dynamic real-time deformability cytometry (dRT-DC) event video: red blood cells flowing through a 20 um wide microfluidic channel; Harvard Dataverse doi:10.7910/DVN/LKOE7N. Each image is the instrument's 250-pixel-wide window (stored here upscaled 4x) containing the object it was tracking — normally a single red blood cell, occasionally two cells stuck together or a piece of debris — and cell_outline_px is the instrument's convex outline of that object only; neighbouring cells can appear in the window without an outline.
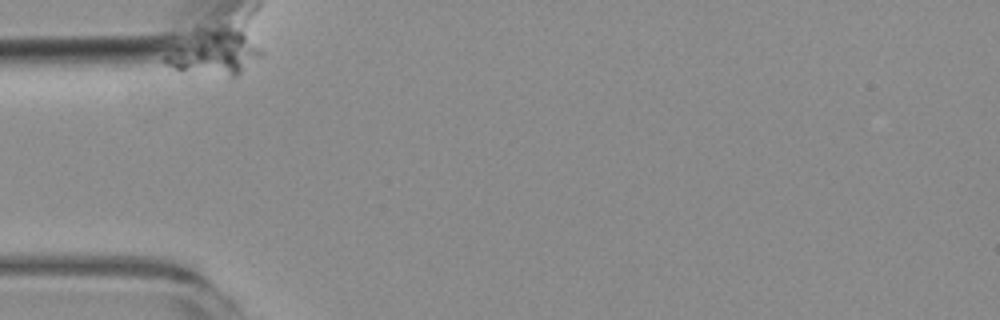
{"species": "common noctule bat (a hibernating species)", "species_latin": "Nyctalus noctula", "temperature_condition": "room temperature", "stored_images_in_passage": 3, "camera_frame_rate_fps": 3000, "um_per_image_px": 0.085, "animal": {"sex": "female", "body_mass_g": 19.3, "forearm_length_mm": 54.1}, "frame": {"image": 1, "passage_image": 1, "time_ms": 0.0, "image_size_px": [1000, 320], "cell_outline_px": [[264, 52], [260, 56], [236, 76], [232, 76], [176, 68], [164, 64], [164, 56], [196, 28], [220, 24], [240, 24]], "centroid_in_image_um": [18.3, 4.29], "position_along_channel_um": 66.7, "area_um2": 25.78}}